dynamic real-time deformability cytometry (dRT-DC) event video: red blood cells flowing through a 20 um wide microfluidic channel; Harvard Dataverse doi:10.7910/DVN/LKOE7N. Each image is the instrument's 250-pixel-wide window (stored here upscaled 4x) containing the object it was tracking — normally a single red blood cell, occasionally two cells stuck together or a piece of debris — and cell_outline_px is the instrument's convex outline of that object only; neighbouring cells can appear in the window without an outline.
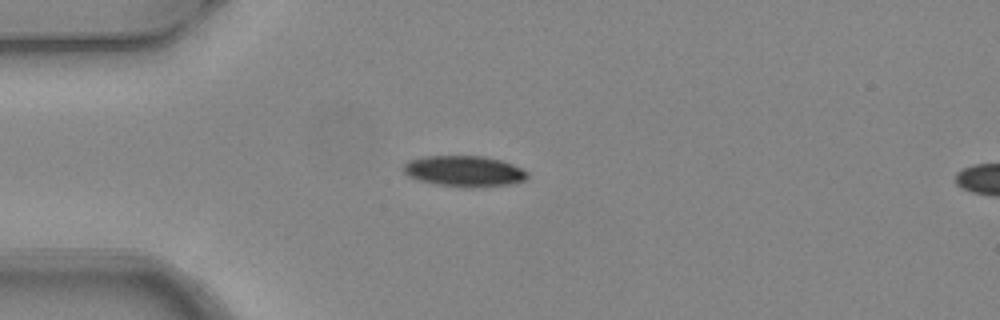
{"species": "common noctule bat (a hibernating species)", "species_latin": "Nyctalus noctula", "temperature_condition": "warm", "stored_images_in_passage": 3, "camera_frame_rate_fps": 3000, "um_per_image_px": 0.085, "animal": {"sex": "female", "body_mass_g": 24.6, "forearm_length_mm": 56.2}, "frame": {"image": 1, "passage_image": 2, "time_ms": 0.333, "image_size_px": [1000, 320], "cell_outline_px": [[528, 176], [524, 180], [508, 184], [436, 184], [420, 180], [408, 176], [404, 172], [404, 164], [408, 160], [420, 156], [484, 156], [500, 160], [512, 164], [528, 172]], "centroid_in_image_um": [39.4, 14.48], "position_along_channel_um": 45.6, "area_um2": 21.15}}